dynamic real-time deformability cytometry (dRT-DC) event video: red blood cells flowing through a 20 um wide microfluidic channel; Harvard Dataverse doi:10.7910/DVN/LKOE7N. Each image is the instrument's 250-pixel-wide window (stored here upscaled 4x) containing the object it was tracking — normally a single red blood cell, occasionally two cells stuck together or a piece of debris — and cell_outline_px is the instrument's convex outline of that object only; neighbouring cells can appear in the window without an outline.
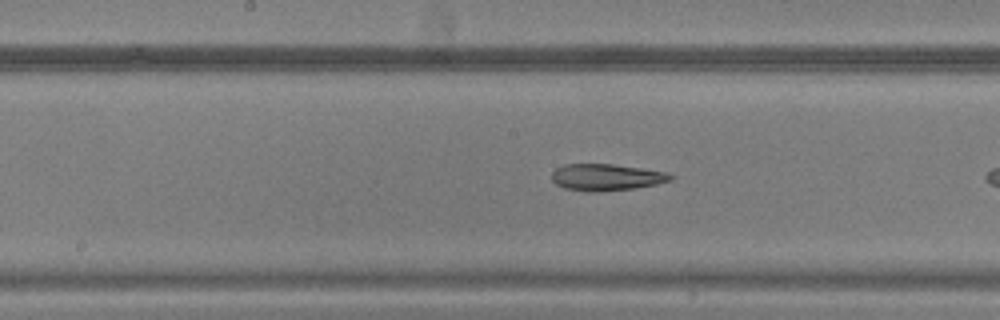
{"species": "common noctule bat (a hibernating species)", "species_latin": "Nyctalus noctula", "temperature_condition": "warm", "stored_images_in_passage": 10, "camera_frame_rate_fps": 3000, "um_per_image_px": 0.085, "animal": {"sex": "male", "body_mass_g": 20.5, "forearm_length_mm": 52.5}, "frame": {"image": 1, "passage_image": 6, "time_ms": 1.667, "image_size_px": [1000, 320], "cell_outline_px": [[672, 180], [656, 184], [636, 188], [596, 192], [588, 192], [564, 188], [556, 184], [552, 180], [552, 172], [556, 168], [564, 164], [612, 164], [668, 172], [672, 176]], "centroid_in_image_um": [51.52, 15.07], "position_along_channel_um": 196.7, "area_um2": 18.5}}
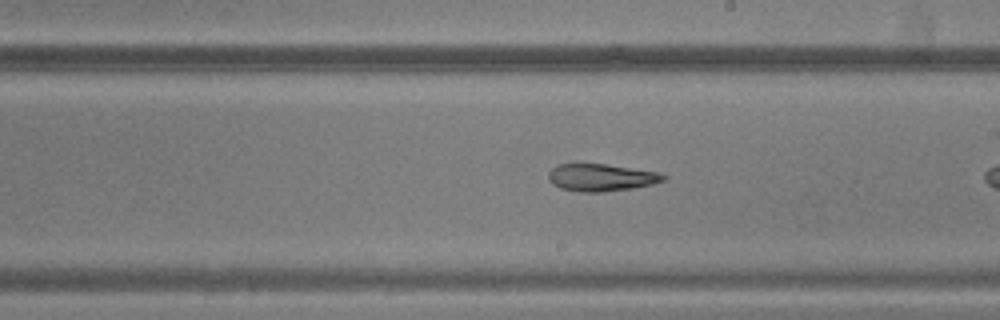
{"frame": {"image": 2, "passage_image": 9, "time_ms": 2.667, "image_size_px": [1000, 320], "cell_outline_px": [[668, 176], [664, 180], [652, 184], [632, 188], [600, 192], [580, 192], [560, 188], [552, 184], [548, 180], [548, 172], [556, 164], [604, 164], [660, 172]], "centroid_in_image_um": [51.08, 15.08], "position_along_channel_um": 237.9, "area_um2": 18.32}}